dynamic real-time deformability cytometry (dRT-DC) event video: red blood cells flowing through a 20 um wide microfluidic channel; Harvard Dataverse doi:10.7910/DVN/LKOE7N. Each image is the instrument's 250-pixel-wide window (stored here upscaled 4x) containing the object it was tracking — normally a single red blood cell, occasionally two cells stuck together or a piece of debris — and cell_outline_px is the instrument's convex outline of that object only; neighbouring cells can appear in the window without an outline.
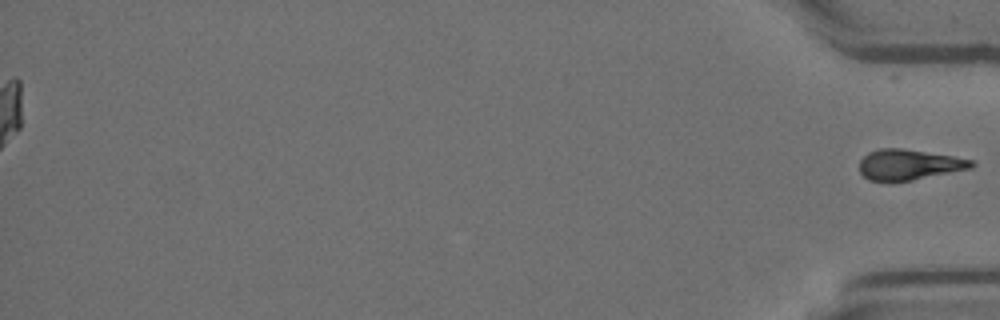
{"species": "Egyptian fruit bat (a non-hibernating species)", "species_latin": "Rousettus aegyptiacus", "temperature_condition": "room temperature", "stored_images_in_passage": 34, "segment_of_instrument_passage": [2, 2], "camera_frame_rate_fps": 3000, "um_per_image_px": 0.085, "animal": {"sex": "female"}, "frame": {"image": 1, "passage_image": 34, "time_ms": 11.0, "image_size_px": [1000, 320], "cell_outline_px": [[976, 164], [972, 168], [912, 180], [868, 180], [860, 172], [860, 160], [868, 152], [880, 148], [900, 148], [952, 156], [972, 160]], "centroid_in_image_um": [77.26, 13.98], "position_along_channel_um": 357.9, "area_um2": 19.59}}